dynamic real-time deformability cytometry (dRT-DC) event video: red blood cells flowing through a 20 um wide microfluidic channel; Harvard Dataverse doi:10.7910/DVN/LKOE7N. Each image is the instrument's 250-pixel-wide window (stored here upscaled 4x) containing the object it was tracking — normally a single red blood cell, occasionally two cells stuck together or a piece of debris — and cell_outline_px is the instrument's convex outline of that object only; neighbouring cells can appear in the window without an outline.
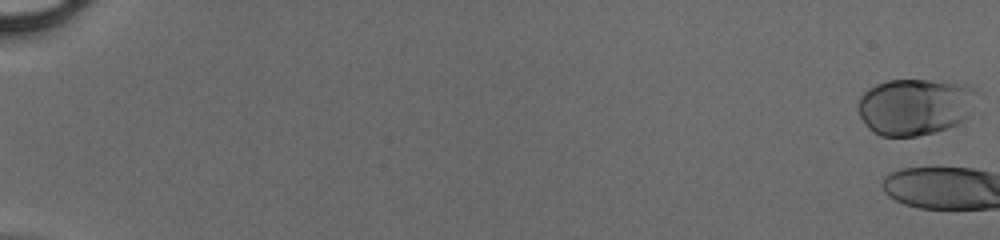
{"species": "human", "species_latin": "Homo sapiens", "temperature_condition": "cold", "stored_images_in_passage": 4, "camera_frame_rate_fps": 3000, "um_per_image_px": 0.085, "donor": {"sex": "male"}, "frame": {"image": 1, "passage_image": 1, "time_ms": 0.0, "image_size_px": [1000, 240], "cell_outline_px": [[972, 92], [968, 116], [964, 120], [948, 128], [916, 136], [880, 136], [872, 132], [864, 124], [856, 108], [860, 96], [868, 88], [876, 84], [888, 80], [928, 80], [964, 84], [972, 88]], "centroid_in_image_um": [77.65, 9.08], "position_along_channel_um": 7.4, "area_um2": 38.73}}